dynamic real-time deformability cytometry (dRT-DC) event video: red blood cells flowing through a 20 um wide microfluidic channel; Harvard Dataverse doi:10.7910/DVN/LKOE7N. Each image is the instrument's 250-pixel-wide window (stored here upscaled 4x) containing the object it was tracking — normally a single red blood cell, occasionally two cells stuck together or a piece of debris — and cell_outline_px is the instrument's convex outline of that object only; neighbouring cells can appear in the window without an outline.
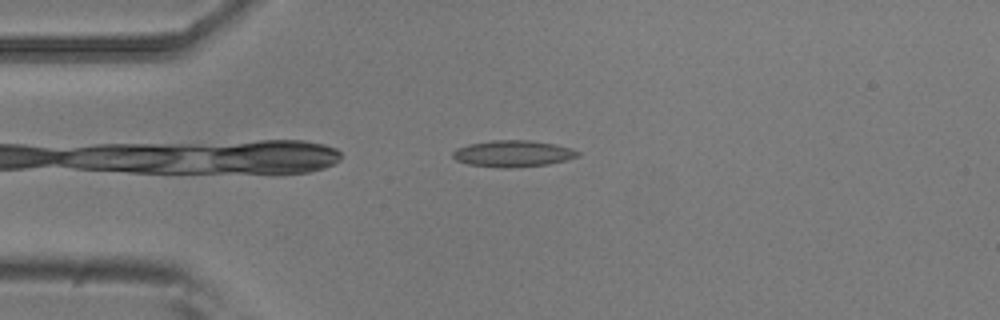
{"species": "common noctule bat (a hibernating species)", "species_latin": "Nyctalus noctula", "temperature_condition": "room temperature", "stored_images_in_passage": 8, "camera_frame_rate_fps": 3000, "um_per_image_px": 0.085, "animal": {"sex": "male", "body_mass_g": 20.5, "forearm_length_mm": 52.5}, "frame": {"image": 1, "passage_image": 3, "time_ms": 0.667, "image_size_px": [1000, 320], "cell_outline_px": [[580, 156], [548, 164], [512, 168], [500, 168], [468, 164], [456, 160], [452, 156], [452, 152], [456, 148], [468, 144], [492, 140], [528, 140], [556, 144], [572, 148], [580, 152]], "centroid_in_image_um": [43.59, 13.05], "position_along_channel_um": 41.4, "area_um2": 19.42}}
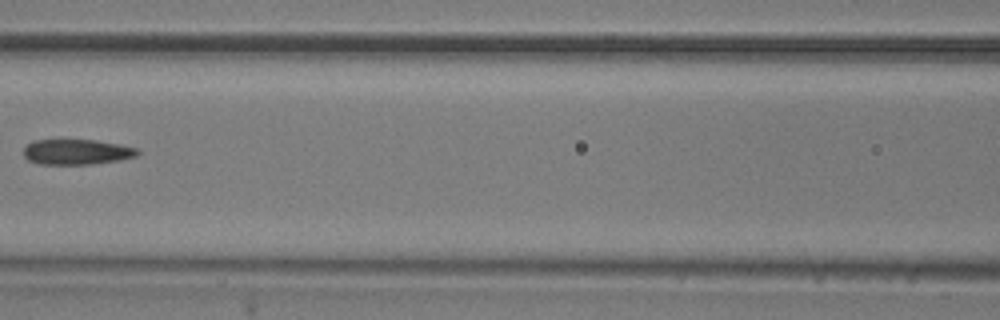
{"frame": {"image": 2, "passage_image": 6, "time_ms": 1.667, "image_size_px": [1000, 320], "cell_outline_px": [[140, 152], [136, 156], [120, 160], [92, 164], [36, 164], [28, 160], [24, 156], [24, 148], [32, 140], [96, 140], [120, 144], [136, 148]], "centroid_in_image_um": [6.51, 12.91], "position_along_channel_um": 160.1, "area_um2": 16.88}}
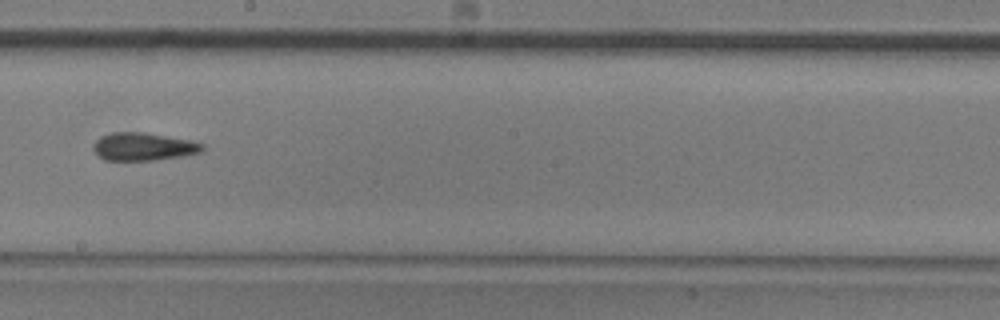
{"frame": {"image": 3, "passage_image": 8, "time_ms": 2.333, "image_size_px": [1000, 320], "cell_outline_px": [[204, 148], [200, 152], [184, 156], [156, 160], [104, 160], [92, 148], [92, 144], [100, 136], [112, 132], [144, 132], [192, 140], [204, 144]], "centroid_in_image_um": [12.19, 12.46], "position_along_channel_um": 236.0, "area_um2": 17.86}}